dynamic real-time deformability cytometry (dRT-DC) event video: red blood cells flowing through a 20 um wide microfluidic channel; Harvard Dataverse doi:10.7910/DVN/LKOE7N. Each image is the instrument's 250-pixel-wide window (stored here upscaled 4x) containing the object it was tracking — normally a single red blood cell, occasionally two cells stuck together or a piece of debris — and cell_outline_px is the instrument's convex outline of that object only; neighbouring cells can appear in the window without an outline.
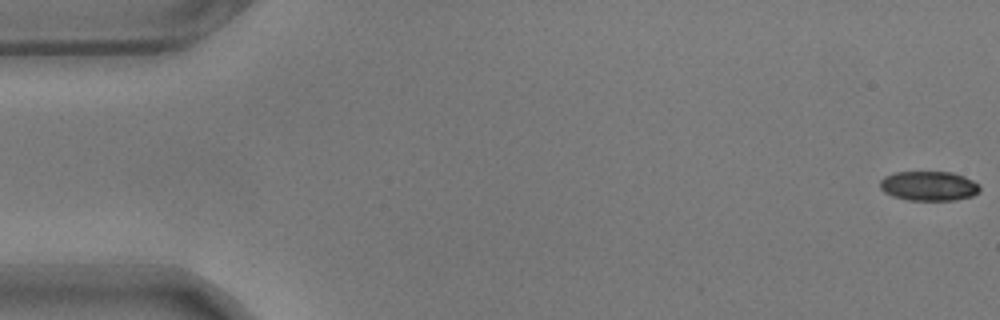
{"species": "common noctule bat (a hibernating species)", "species_latin": "Nyctalus noctula", "temperature_condition": "warm", "stored_images_in_passage": 57, "camera_frame_rate_fps": 3000, "um_per_image_px": 0.085, "animal": {"sex": "male", "body_mass_g": 17.9}, "frame": {"image": 1, "passage_image": 1, "time_ms": 0.0, "image_size_px": [1000, 320], "cell_outline_px": [[980, 188], [972, 196], [956, 200], [908, 200], [892, 196], [884, 192], [880, 188], [880, 180], [884, 176], [892, 172], [952, 172], [964, 176], [972, 180]], "centroid_in_image_um": [78.9, 15.8], "position_along_channel_um": 6.1, "area_um2": 17.17}}
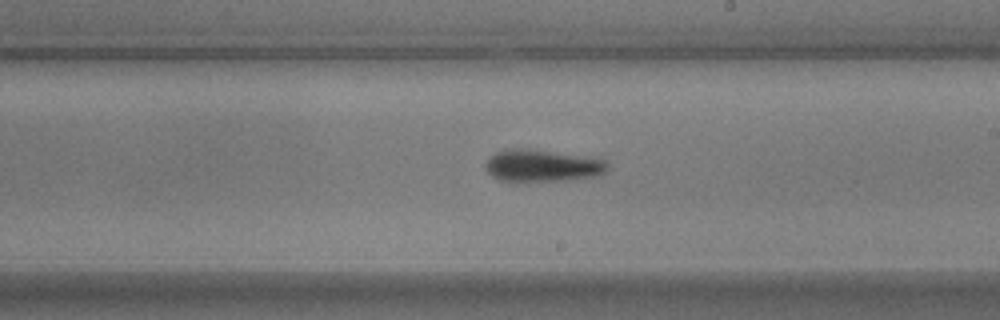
{"frame": {"image": 2, "passage_image": 33, "time_ms": 10.667, "image_size_px": [1000, 320], "cell_outline_px": [[608, 172], [600, 176], [564, 180], [500, 180], [492, 176], [484, 168], [484, 164], [496, 152], [512, 148], [528, 148], [580, 156], [604, 160], [608, 164]], "centroid_in_image_um": [46.11, 14.08], "position_along_channel_um": 242.9, "area_um2": 22.48}}
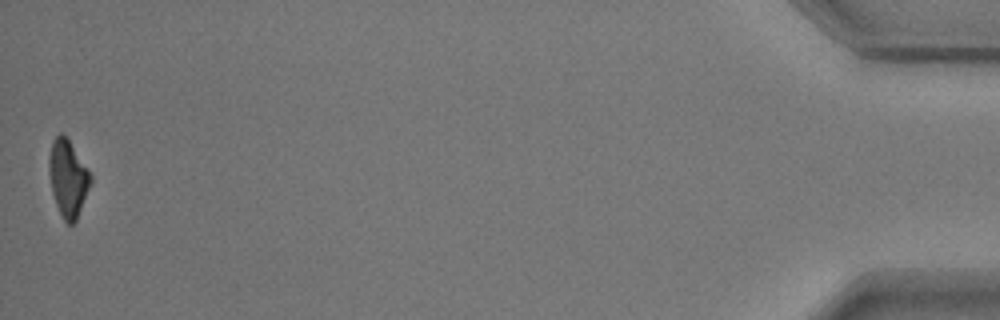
{"frame": {"image": 3, "passage_image": 57, "time_ms": 18.667, "image_size_px": [1000, 320], "cell_outline_px": [[92, 180], [76, 220], [72, 224], [68, 224], [64, 220], [56, 204], [52, 192], [48, 168], [48, 160], [52, 140], [60, 132], [68, 140], [92, 176]], "centroid_in_image_um": [5.75, 15.15], "position_along_channel_um": 429.4, "area_um2": 18.15}, "authors_computed_cell_mechanics": {"area_um2": 20.4034, "velocity_mm_per_s": 3.5495, "shape_relaxation_time_tau1_ms": 2.5629, "shape_relaxation_time_tau2_ms": 5.7509, "deformation_change_tau1": 0.1277, "deformation_change_tau2": 0.178}}